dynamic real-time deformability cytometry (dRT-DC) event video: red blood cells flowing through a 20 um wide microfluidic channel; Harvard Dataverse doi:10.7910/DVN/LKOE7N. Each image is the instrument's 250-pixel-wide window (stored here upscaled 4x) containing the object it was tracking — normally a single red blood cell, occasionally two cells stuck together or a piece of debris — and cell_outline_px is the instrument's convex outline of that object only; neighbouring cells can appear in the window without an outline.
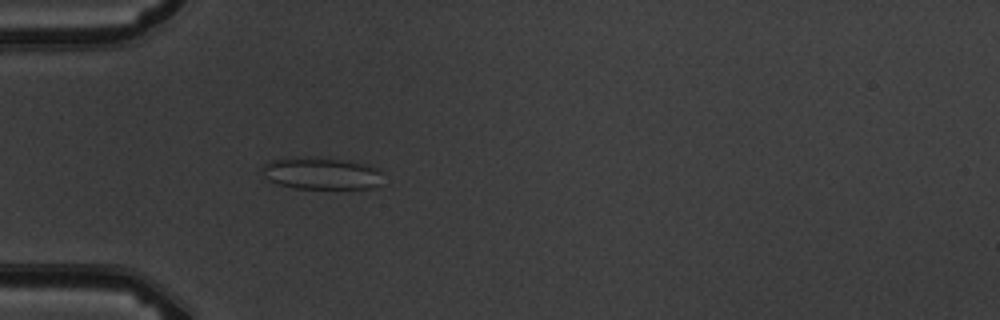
{"species": "common noctule bat (a hibernating species)", "species_latin": "Nyctalus noctula", "temperature_condition": "warm", "stored_images_in_passage": 5, "camera_frame_rate_fps": 3000, "um_per_image_px": 0.085, "animal": {"sex": "male", "body_mass_g": 19.5, "forearm_length_mm": 54.6}, "frame": {"image": 1, "passage_image": 5, "time_ms": 4.667, "image_size_px": [1000, 320], "cell_outline_px": [[380, 184], [372, 188], [296, 188], [276, 184], [268, 180], [264, 176], [260, 168], [268, 160], [308, 156], [320, 156], [344, 160], [364, 164], [376, 168], [380, 172]], "centroid_in_image_um": [27.23, 14.72], "position_along_channel_um": 57.8, "area_um2": 22.72}}